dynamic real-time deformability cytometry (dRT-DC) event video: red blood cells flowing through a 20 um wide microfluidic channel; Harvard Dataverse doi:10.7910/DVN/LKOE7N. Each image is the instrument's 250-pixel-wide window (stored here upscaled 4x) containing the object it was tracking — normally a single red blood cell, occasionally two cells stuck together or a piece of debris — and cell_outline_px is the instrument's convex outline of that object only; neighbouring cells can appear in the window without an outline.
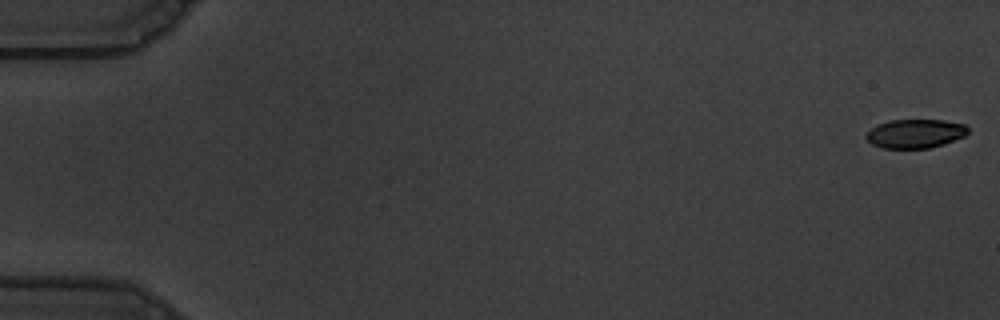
{"species": "common noctule bat (a hibernating species)", "species_latin": "Nyctalus noctula", "temperature_condition": "warm", "stored_images_in_passage": 58, "segment_of_instrument_passage": [1, 2], "camera_frame_rate_fps": 3000, "um_per_image_px": 0.085, "animal": {"sex": "male", "body_mass_g": 19.5, "forearm_length_mm": 54.6}, "frame": {"image": 1, "passage_image": 1, "time_ms": 0.0, "image_size_px": [1000, 320], "cell_outline_px": [[968, 132], [964, 136], [944, 144], [928, 148], [884, 148], [872, 144], [864, 136], [876, 124], [888, 120], [944, 120], [964, 124], [968, 128]], "centroid_in_image_um": [77.78, 11.35], "position_along_channel_um": 7.2, "area_um2": 17.11}}
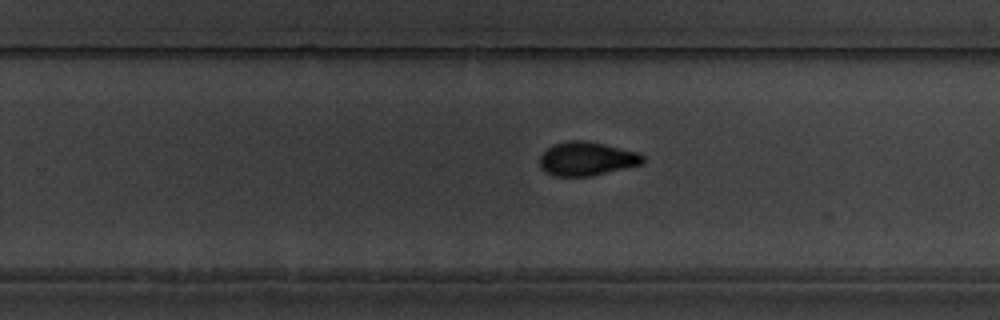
{"frame": {"image": 2, "passage_image": 37, "time_ms": 12.0, "image_size_px": [1000, 320], "cell_outline_px": [[644, 160], [640, 164], [592, 176], [556, 176], [544, 172], [540, 168], [540, 156], [552, 144], [568, 140], [584, 140], [604, 144], [640, 152], [644, 156]], "centroid_in_image_um": [49.85, 13.49], "position_along_channel_um": 279.9, "area_um2": 20.35}}
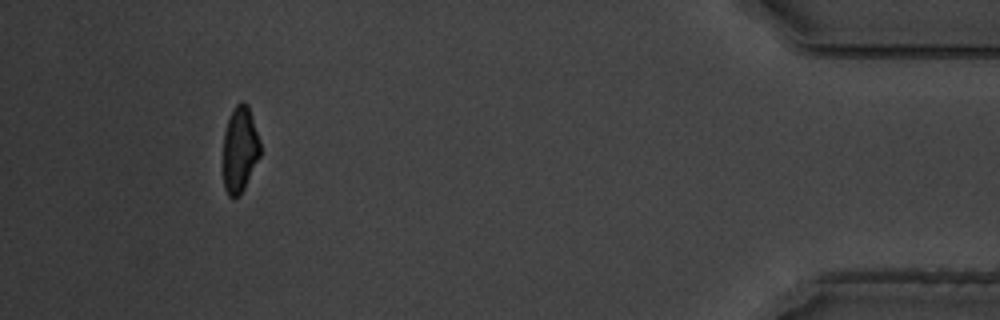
{"frame": {"image": 3, "passage_image": 53, "time_ms": 17.333, "image_size_px": [1000, 320], "cell_outline_px": [[260, 156], [240, 196], [228, 196], [224, 188], [224, 132], [232, 108], [240, 100], [244, 100], [248, 104], [260, 140]], "centroid_in_image_um": [20.4, 12.65], "position_along_channel_um": 414.8, "area_um2": 18.61}}